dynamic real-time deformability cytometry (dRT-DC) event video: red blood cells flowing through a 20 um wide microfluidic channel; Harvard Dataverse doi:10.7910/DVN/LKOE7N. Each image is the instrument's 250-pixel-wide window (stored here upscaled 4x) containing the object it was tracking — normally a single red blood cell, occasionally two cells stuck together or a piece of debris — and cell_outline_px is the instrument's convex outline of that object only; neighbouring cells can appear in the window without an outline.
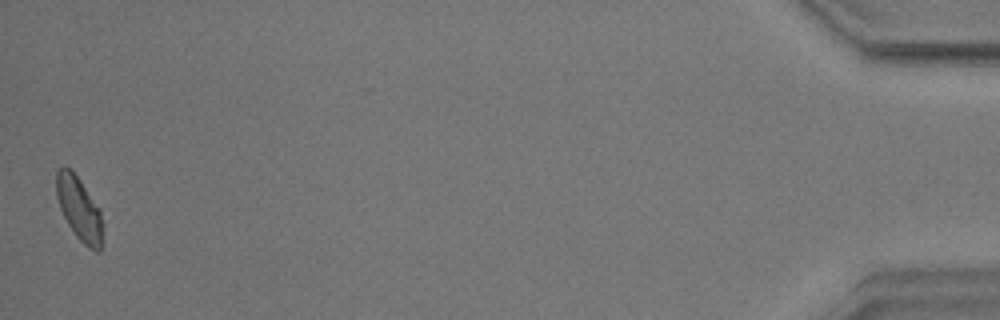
{"species": "common noctule bat (a hibernating species)", "species_latin": "Nyctalus noctula", "temperature_condition": "warm", "stored_images_in_passage": 42, "camera_frame_rate_fps": 3000, "um_per_image_px": 0.085, "animal": {"sex": "male", "body_mass_g": 17.9}, "frame": {"image": 1, "passage_image": 42, "time_ms": 13.667, "image_size_px": [1000, 320], "cell_outline_px": [[100, 252], [96, 252], [88, 248], [76, 236], [68, 224], [60, 208], [56, 196], [56, 172], [64, 164], [80, 180], [100, 208]], "centroid_in_image_um": [6.69, 17.71], "position_along_channel_um": 428.5, "area_um2": 16.7}, "authors_computed_cell_mechanics": {"area_um2": 17.7446, "velocity_mm_per_s": 3.5038, "shape_relaxation_time_tau1_ms": 3.0602, "shape_relaxation_time_tau2_ms": 2.6202, "deformation_change_tau1": 0.0918, "deformation_change_tau2": 0.0805}}